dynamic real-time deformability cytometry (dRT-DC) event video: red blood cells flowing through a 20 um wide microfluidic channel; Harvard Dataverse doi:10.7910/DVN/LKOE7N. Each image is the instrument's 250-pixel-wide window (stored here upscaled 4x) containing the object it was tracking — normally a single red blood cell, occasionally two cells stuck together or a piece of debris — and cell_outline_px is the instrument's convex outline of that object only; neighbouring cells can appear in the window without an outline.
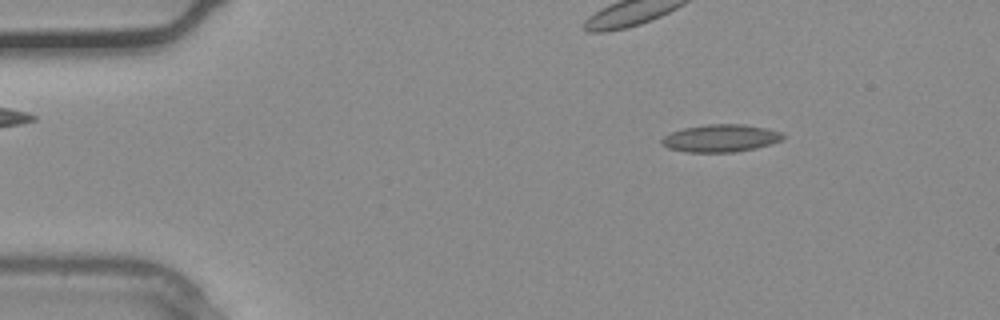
{"species": "common noctule bat (a hibernating species)", "species_latin": "Nyctalus noctula", "temperature_condition": "warm", "stored_images_in_passage": 4, "camera_frame_rate_fps": 3000, "um_per_image_px": 0.085, "animal": {"sex": "male", "body_mass_g": 20.4}, "frame": {"image": 1, "passage_image": 2, "time_ms": 0.333, "image_size_px": [1000, 320], "cell_outline_px": [[784, 140], [772, 144], [756, 148], [736, 152], [688, 152], [668, 148], [660, 144], [660, 140], [664, 136], [672, 132], [684, 128], [708, 124], [744, 124], [768, 128], [784, 132]], "centroid_in_image_um": [61.31, 11.75], "position_along_channel_um": 23.7, "area_um2": 19.71}}